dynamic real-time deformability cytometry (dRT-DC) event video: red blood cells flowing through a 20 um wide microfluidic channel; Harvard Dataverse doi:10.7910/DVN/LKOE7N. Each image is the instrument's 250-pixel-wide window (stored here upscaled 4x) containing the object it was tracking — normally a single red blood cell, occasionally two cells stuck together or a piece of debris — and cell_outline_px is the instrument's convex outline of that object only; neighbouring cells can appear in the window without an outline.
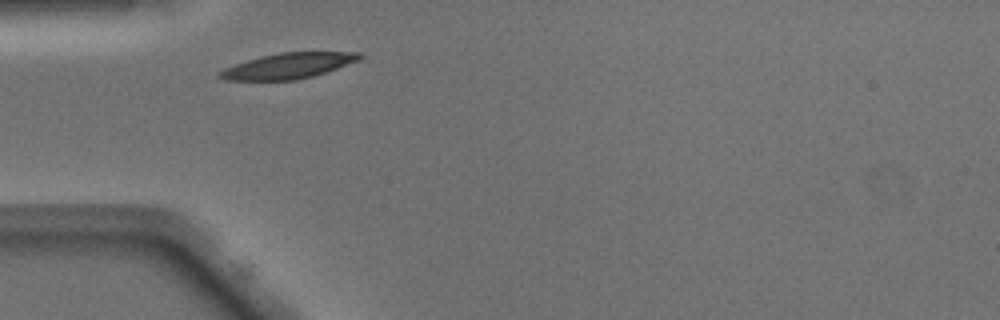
{"species": "Egyptian fruit bat (a non-hibernating species)", "species_latin": "Rousettus aegyptiacus", "temperature_condition": "warm", "stored_images_in_passage": 35, "camera_frame_rate_fps": 3000, "um_per_image_px": 0.085, "animal": {"sex": "male"}, "frame": {"image": 1, "passage_image": 1, "time_ms": 0.0, "image_size_px": [1000, 320], "cell_outline_px": [[364, 56], [360, 60], [312, 76], [296, 80], [224, 80], [216, 76], [216, 72], [224, 68], [260, 56], [280, 52], [360, 52]], "centroid_in_image_um": [24.46, 5.59], "position_along_channel_um": 60.5, "area_um2": 20.81}}
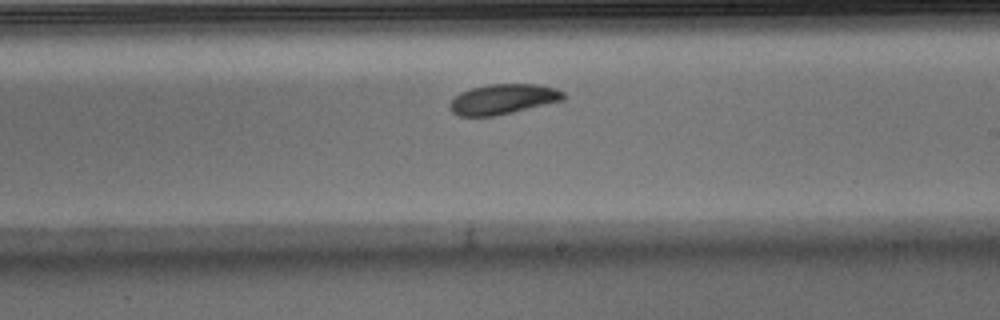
{"frame": {"image": 2, "passage_image": 15, "time_ms": 4.667, "image_size_px": [1000, 320], "cell_outline_px": [[568, 96], [564, 100], [496, 116], [460, 116], [452, 112], [448, 108], [448, 104], [460, 92], [472, 88], [488, 84], [536, 84], [556, 88], [564, 92]], "centroid_in_image_um": [42.77, 8.43], "position_along_channel_um": 246.2, "area_um2": 20.11}}
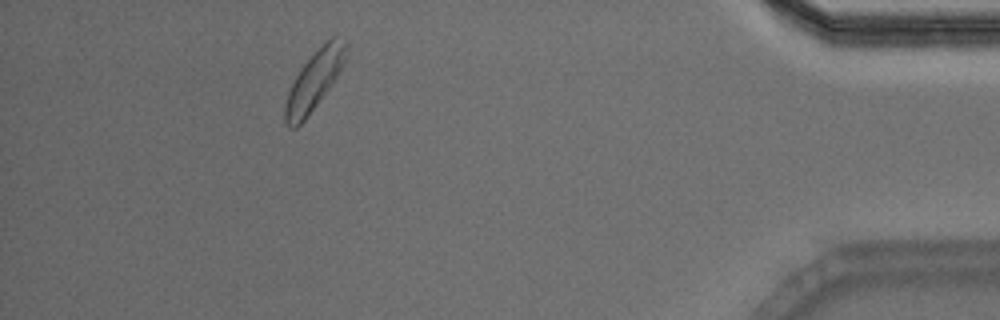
{"frame": {"image": 3, "passage_image": 31, "time_ms": 10.0, "image_size_px": [1000, 320], "cell_outline_px": [[348, 44], [344, 64], [332, 84], [304, 120], [296, 128], [292, 128], [284, 120], [284, 104], [288, 92], [300, 68], [332, 36], [348, 40]], "centroid_in_image_um": [26.72, 6.84], "position_along_channel_um": 408.5, "area_um2": 20.46}, "authors_computed_cell_mechanics": {"area_um2": 20.4612, "velocity_mm_per_s": 4.0276, "shape_relaxation_time_tau1_ms": 2.7175, "shape_relaxation_time_tau2_ms": null, "deformation_change_tau1": 0.1095, "deformation_change_tau2": null}}